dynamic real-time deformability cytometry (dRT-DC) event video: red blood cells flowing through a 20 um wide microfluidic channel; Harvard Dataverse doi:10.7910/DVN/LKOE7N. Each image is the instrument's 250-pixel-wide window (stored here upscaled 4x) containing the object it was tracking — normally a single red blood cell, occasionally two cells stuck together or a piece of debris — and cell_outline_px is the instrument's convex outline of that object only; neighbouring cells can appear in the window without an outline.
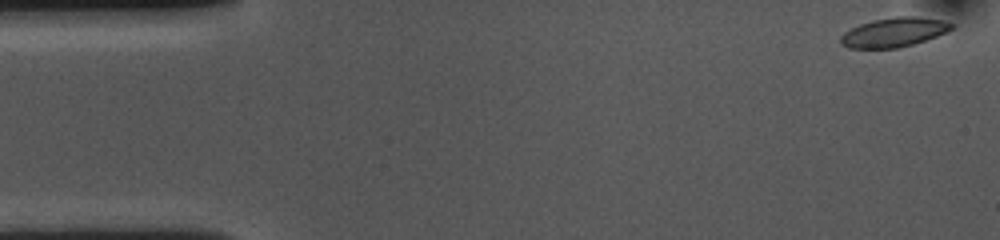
{"species": "common noctule bat (a hibernating species)", "species_latin": "Nyctalus noctula", "temperature_condition": "cold", "stored_images_in_passage": 40, "camera_frame_rate_fps": 3000, "um_per_image_px": 0.085, "animal": {"sex": "female", "body_mass_g": 10.0, "forearm_length_mm": 53.1}, "frame": {"image": 1, "passage_image": 1, "time_ms": 0.0, "image_size_px": [1000, 240], "cell_outline_px": [[956, 24], [952, 28], [936, 36], [912, 44], [896, 48], [848, 48], [840, 44], [840, 36], [844, 32], [860, 24], [872, 20], [896, 16], [920, 16], [940, 20]], "centroid_in_image_um": [75.95, 2.73], "position_along_channel_um": 9.1, "area_um2": 18.84}}
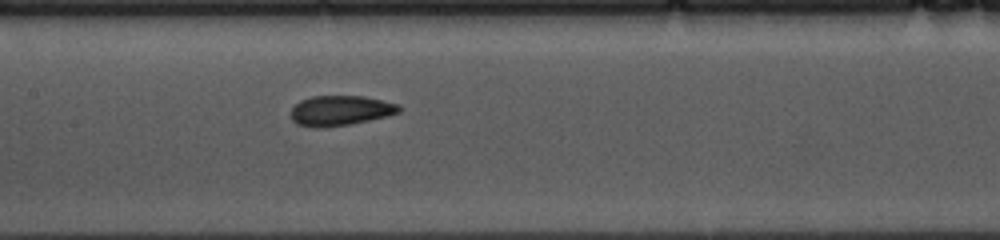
{"frame": {"image": 2, "passage_image": 24, "time_ms": 7.667, "image_size_px": [1000, 240], "cell_outline_px": [[400, 112], [388, 116], [348, 124], [320, 128], [312, 128], [296, 124], [292, 120], [292, 108], [300, 100], [312, 96], [364, 96], [400, 104]], "centroid_in_image_um": [28.93, 9.4], "position_along_channel_um": 178.5, "area_um2": 18.96}}
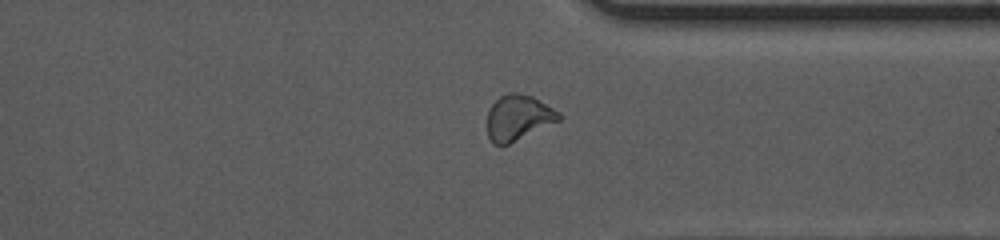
{"frame": {"image": 3, "passage_image": 40, "time_ms": 13.0, "image_size_px": [1000, 240], "cell_outline_px": [[564, 116], [560, 120], [508, 144], [492, 144], [488, 136], [488, 108], [500, 96], [508, 92], [516, 92], [532, 96], [560, 112]], "centroid_in_image_um": [44.05, 9.98], "position_along_channel_um": 367.3, "area_um2": 18.9}, "authors_computed_cell_mechanics": {"area_um2": 19.1318, "velocity_mm_per_s": 3.5916, "shape_relaxation_time_tau1_ms": 4.0226, "shape_relaxation_time_tau2_ms": 1.6722, "deformation_change_tau1": 0.1295, "deformation_change_tau2": 0.0731}}